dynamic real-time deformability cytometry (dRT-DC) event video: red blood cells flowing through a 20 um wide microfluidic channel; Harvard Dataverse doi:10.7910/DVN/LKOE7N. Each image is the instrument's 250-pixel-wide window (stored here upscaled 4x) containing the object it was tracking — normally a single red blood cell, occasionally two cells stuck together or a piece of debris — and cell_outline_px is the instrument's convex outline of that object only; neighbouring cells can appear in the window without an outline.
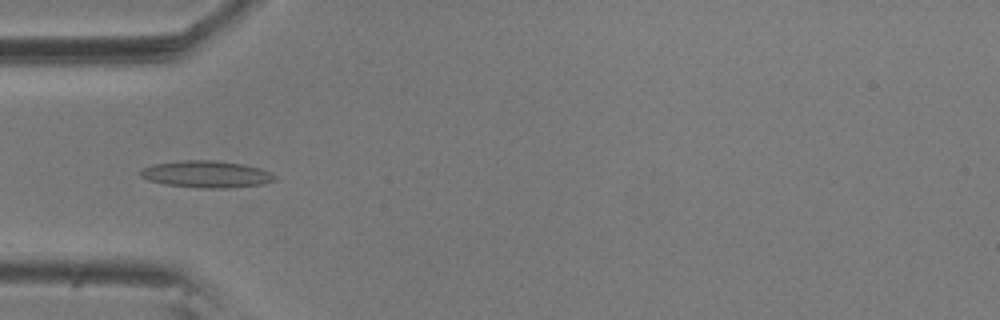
{"species": "common noctule bat (a hibernating species)", "species_latin": "Nyctalus noctula", "temperature_condition": "room temperature", "stored_images_in_passage": 42, "camera_frame_rate_fps": 3000, "um_per_image_px": 0.085, "animal": {"sex": "male", "body_mass_g": 20.5, "forearm_length_mm": 52.5}, "frame": {"image": 1, "passage_image": 3, "time_ms": 0.667, "image_size_px": [1000, 320], "cell_outline_px": [[276, 180], [264, 184], [224, 188], [200, 188], [164, 184], [148, 180], [140, 176], [140, 172], [144, 168], [152, 164], [176, 160], [216, 160], [244, 164], [260, 168], [272, 172], [276, 176]], "centroid_in_image_um": [17.56, 14.8], "position_along_channel_um": 67.4, "area_um2": 21.27}}
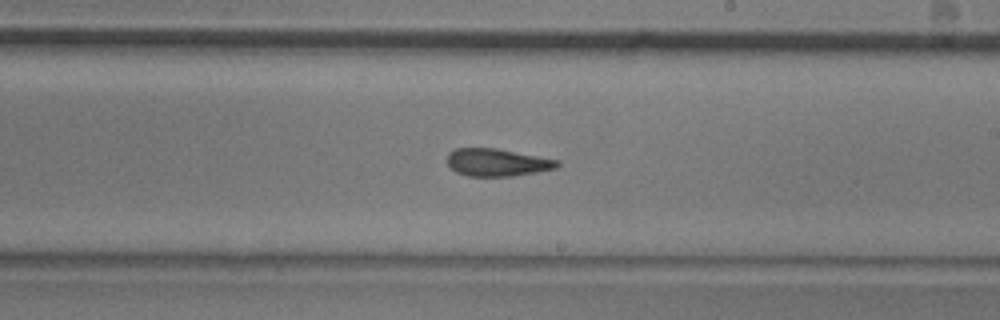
{"frame": {"image": 2, "passage_image": 18, "time_ms": 5.667, "image_size_px": [1000, 320], "cell_outline_px": [[560, 164], [556, 168], [536, 172], [512, 176], [468, 176], [456, 172], [448, 164], [448, 152], [456, 148], [496, 148], [560, 160]], "centroid_in_image_um": [42.26, 13.8], "position_along_channel_um": 246.7, "area_um2": 17.63}}
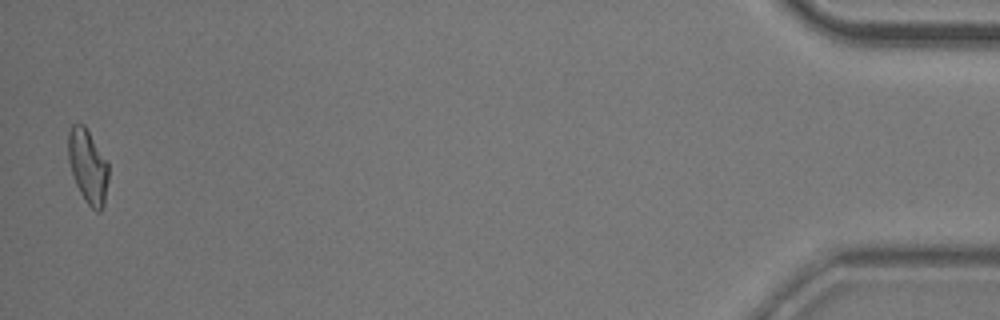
{"frame": {"image": 3, "passage_image": 41, "time_ms": 13.333, "image_size_px": [1000, 320], "cell_outline_px": [[108, 180], [104, 204], [100, 212], [96, 212], [84, 200], [76, 184], [68, 160], [68, 132], [72, 124], [84, 124], [108, 164]], "centroid_in_image_um": [7.46, 14.15], "position_along_channel_um": 427.7, "area_um2": 17.17}, "authors_computed_cell_mechanics": {"area_um2": 17.918, "velocity_mm_per_s": 3.5636, "shape_relaxation_time_tau1_ms": 9.7345, "shape_relaxation_time_tau2_ms": 3.7688, "deformation_change_tau1": 0.2086, "deformation_change_tau2": 0.1279}}